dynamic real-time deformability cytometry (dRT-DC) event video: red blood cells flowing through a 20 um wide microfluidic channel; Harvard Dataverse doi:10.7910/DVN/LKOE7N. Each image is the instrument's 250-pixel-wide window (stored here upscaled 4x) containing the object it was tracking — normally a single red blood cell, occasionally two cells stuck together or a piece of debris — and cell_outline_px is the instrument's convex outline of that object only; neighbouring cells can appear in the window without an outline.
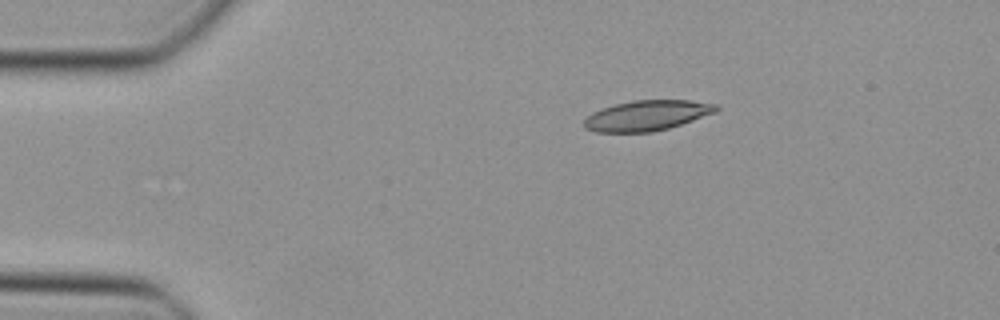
{"species": "Egyptian fruit bat (a non-hibernating species)", "species_latin": "Rousettus aegyptiacus", "temperature_condition": "cold", "stored_images_in_passage": 40, "camera_frame_rate_fps": 3000, "um_per_image_px": 0.085, "animal": {"sex": "female"}, "frame": {"image": 1, "passage_image": 1, "time_ms": 0.0, "image_size_px": [1000, 320], "cell_outline_px": [[720, 108], [716, 112], [668, 128], [652, 132], [596, 132], [584, 128], [584, 120], [592, 112], [600, 108], [632, 100], [692, 100], [720, 104]], "centroid_in_image_um": [55.0, 9.8], "position_along_channel_um": 30.0, "area_um2": 23.41}}
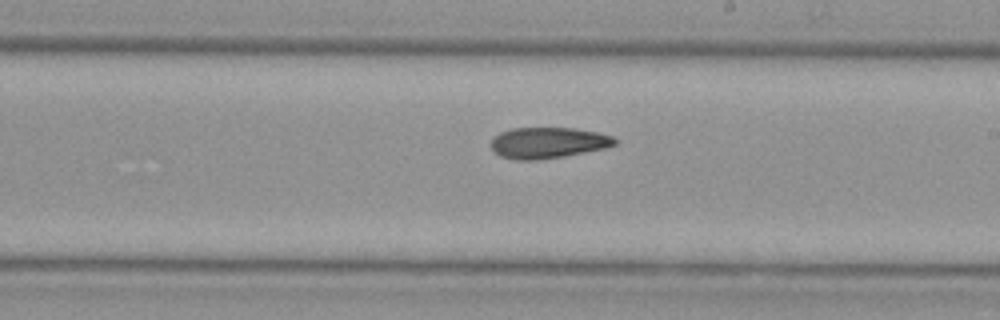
{"frame": {"image": 2, "passage_image": 20, "time_ms": 6.333, "image_size_px": [1000, 320], "cell_outline_px": [[616, 144], [608, 148], [564, 156], [536, 160], [516, 160], [500, 156], [492, 148], [492, 140], [500, 132], [512, 128], [576, 128], [596, 132], [612, 136], [616, 140]], "centroid_in_image_um": [46.61, 12.14], "position_along_channel_um": 242.4, "area_um2": 22.31}}
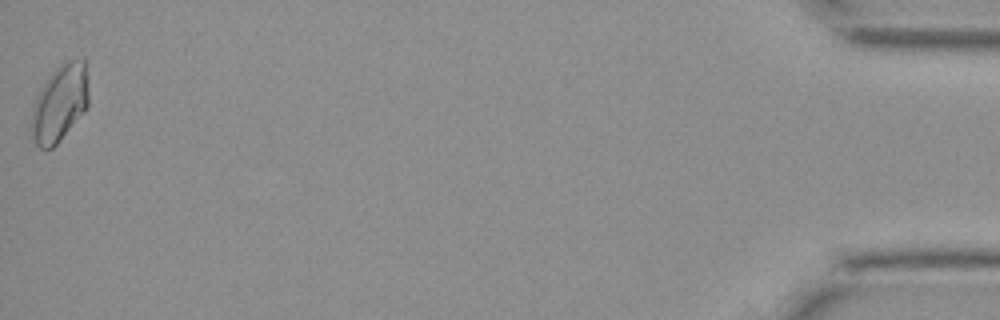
{"frame": {"image": 3, "passage_image": 40, "time_ms": 13.0, "image_size_px": [1000, 320], "cell_outline_px": [[88, 104], [84, 112], [60, 140], [52, 148], [40, 148], [36, 144], [32, 136], [28, 124], [32, 108], [36, 96], [44, 80], [64, 60], [84, 60], [88, 76]], "centroid_in_image_um": [5.04, 8.76], "position_along_channel_um": 430.2, "area_um2": 26.01}}